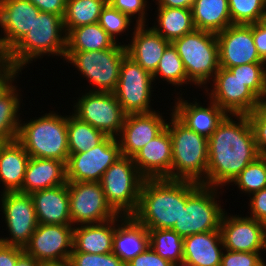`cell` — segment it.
Returning <instances> with one entry per match:
<instances>
[{
  "label": "cell",
  "mask_w": 266,
  "mask_h": 266,
  "mask_svg": "<svg viewBox=\"0 0 266 266\" xmlns=\"http://www.w3.org/2000/svg\"><path fill=\"white\" fill-rule=\"evenodd\" d=\"M259 156L248 115L227 114L208 138L207 178L203 185L224 190Z\"/></svg>",
  "instance_id": "cell-1"
},
{
  "label": "cell",
  "mask_w": 266,
  "mask_h": 266,
  "mask_svg": "<svg viewBox=\"0 0 266 266\" xmlns=\"http://www.w3.org/2000/svg\"><path fill=\"white\" fill-rule=\"evenodd\" d=\"M187 180L144 179L133 215L147 229H172L186 206V194L196 185Z\"/></svg>",
  "instance_id": "cell-2"
},
{
  "label": "cell",
  "mask_w": 266,
  "mask_h": 266,
  "mask_svg": "<svg viewBox=\"0 0 266 266\" xmlns=\"http://www.w3.org/2000/svg\"><path fill=\"white\" fill-rule=\"evenodd\" d=\"M66 46L63 17L40 11L31 29L6 54L7 63L24 70L27 64L43 56H58L64 61Z\"/></svg>",
  "instance_id": "cell-3"
},
{
  "label": "cell",
  "mask_w": 266,
  "mask_h": 266,
  "mask_svg": "<svg viewBox=\"0 0 266 266\" xmlns=\"http://www.w3.org/2000/svg\"><path fill=\"white\" fill-rule=\"evenodd\" d=\"M167 121L172 141L171 173L166 179L203 184L207 178L208 139L182 124L170 112Z\"/></svg>",
  "instance_id": "cell-4"
},
{
  "label": "cell",
  "mask_w": 266,
  "mask_h": 266,
  "mask_svg": "<svg viewBox=\"0 0 266 266\" xmlns=\"http://www.w3.org/2000/svg\"><path fill=\"white\" fill-rule=\"evenodd\" d=\"M35 118L26 122L21 119L17 141L30 157L56 159L66 164L69 157L67 116L53 109Z\"/></svg>",
  "instance_id": "cell-5"
},
{
  "label": "cell",
  "mask_w": 266,
  "mask_h": 266,
  "mask_svg": "<svg viewBox=\"0 0 266 266\" xmlns=\"http://www.w3.org/2000/svg\"><path fill=\"white\" fill-rule=\"evenodd\" d=\"M172 44L183 62L190 87L192 84L199 89L209 87L220 68L216 34L195 29Z\"/></svg>",
  "instance_id": "cell-6"
},
{
  "label": "cell",
  "mask_w": 266,
  "mask_h": 266,
  "mask_svg": "<svg viewBox=\"0 0 266 266\" xmlns=\"http://www.w3.org/2000/svg\"><path fill=\"white\" fill-rule=\"evenodd\" d=\"M126 43L96 51H66L64 62L77 68L83 79L92 85L86 91L114 92L120 75V64L127 54Z\"/></svg>",
  "instance_id": "cell-7"
},
{
  "label": "cell",
  "mask_w": 266,
  "mask_h": 266,
  "mask_svg": "<svg viewBox=\"0 0 266 266\" xmlns=\"http://www.w3.org/2000/svg\"><path fill=\"white\" fill-rule=\"evenodd\" d=\"M219 190V188L197 183L186 194V206H182L179 221H176L172 230L182 238L197 233L219 230L225 211V208L223 209L221 206L219 197L223 193L222 190Z\"/></svg>",
  "instance_id": "cell-8"
},
{
  "label": "cell",
  "mask_w": 266,
  "mask_h": 266,
  "mask_svg": "<svg viewBox=\"0 0 266 266\" xmlns=\"http://www.w3.org/2000/svg\"><path fill=\"white\" fill-rule=\"evenodd\" d=\"M144 177L133 158L120 156L103 174L100 185L111 208L121 216H133L138 208Z\"/></svg>",
  "instance_id": "cell-9"
},
{
  "label": "cell",
  "mask_w": 266,
  "mask_h": 266,
  "mask_svg": "<svg viewBox=\"0 0 266 266\" xmlns=\"http://www.w3.org/2000/svg\"><path fill=\"white\" fill-rule=\"evenodd\" d=\"M153 85L152 74L126 54L121 61L118 84L113 92L123 112L128 115L155 111L150 104Z\"/></svg>",
  "instance_id": "cell-10"
},
{
  "label": "cell",
  "mask_w": 266,
  "mask_h": 266,
  "mask_svg": "<svg viewBox=\"0 0 266 266\" xmlns=\"http://www.w3.org/2000/svg\"><path fill=\"white\" fill-rule=\"evenodd\" d=\"M80 96L75 103L73 102L71 113L102 131L106 136L117 138L121 133L126 114L114 93L85 90Z\"/></svg>",
  "instance_id": "cell-11"
},
{
  "label": "cell",
  "mask_w": 266,
  "mask_h": 266,
  "mask_svg": "<svg viewBox=\"0 0 266 266\" xmlns=\"http://www.w3.org/2000/svg\"><path fill=\"white\" fill-rule=\"evenodd\" d=\"M67 184L73 226L103 223L118 216L108 204L100 182L67 181Z\"/></svg>",
  "instance_id": "cell-12"
},
{
  "label": "cell",
  "mask_w": 266,
  "mask_h": 266,
  "mask_svg": "<svg viewBox=\"0 0 266 266\" xmlns=\"http://www.w3.org/2000/svg\"><path fill=\"white\" fill-rule=\"evenodd\" d=\"M212 81L210 88H204L206 98L226 114L249 115L258 108L261 99L229 69L220 67Z\"/></svg>",
  "instance_id": "cell-13"
},
{
  "label": "cell",
  "mask_w": 266,
  "mask_h": 266,
  "mask_svg": "<svg viewBox=\"0 0 266 266\" xmlns=\"http://www.w3.org/2000/svg\"><path fill=\"white\" fill-rule=\"evenodd\" d=\"M2 218L8 237H0V242L24 248L37 228L38 222L30 194L5 192L0 195Z\"/></svg>",
  "instance_id": "cell-14"
},
{
  "label": "cell",
  "mask_w": 266,
  "mask_h": 266,
  "mask_svg": "<svg viewBox=\"0 0 266 266\" xmlns=\"http://www.w3.org/2000/svg\"><path fill=\"white\" fill-rule=\"evenodd\" d=\"M120 156L122 154L117 138L107 136L88 151L69 154L66 179L74 182H99L105 171Z\"/></svg>",
  "instance_id": "cell-15"
},
{
  "label": "cell",
  "mask_w": 266,
  "mask_h": 266,
  "mask_svg": "<svg viewBox=\"0 0 266 266\" xmlns=\"http://www.w3.org/2000/svg\"><path fill=\"white\" fill-rule=\"evenodd\" d=\"M73 237V225L38 223L24 251L44 265L69 262Z\"/></svg>",
  "instance_id": "cell-16"
},
{
  "label": "cell",
  "mask_w": 266,
  "mask_h": 266,
  "mask_svg": "<svg viewBox=\"0 0 266 266\" xmlns=\"http://www.w3.org/2000/svg\"><path fill=\"white\" fill-rule=\"evenodd\" d=\"M265 227V224L247 214L242 217V214L228 215L224 211L219 229L224 249L265 253Z\"/></svg>",
  "instance_id": "cell-17"
},
{
  "label": "cell",
  "mask_w": 266,
  "mask_h": 266,
  "mask_svg": "<svg viewBox=\"0 0 266 266\" xmlns=\"http://www.w3.org/2000/svg\"><path fill=\"white\" fill-rule=\"evenodd\" d=\"M220 67L230 68L248 63H265L253 41L252 24H232L216 34Z\"/></svg>",
  "instance_id": "cell-18"
},
{
  "label": "cell",
  "mask_w": 266,
  "mask_h": 266,
  "mask_svg": "<svg viewBox=\"0 0 266 266\" xmlns=\"http://www.w3.org/2000/svg\"><path fill=\"white\" fill-rule=\"evenodd\" d=\"M39 12L29 0H0L2 51L7 54L27 34Z\"/></svg>",
  "instance_id": "cell-19"
},
{
  "label": "cell",
  "mask_w": 266,
  "mask_h": 266,
  "mask_svg": "<svg viewBox=\"0 0 266 266\" xmlns=\"http://www.w3.org/2000/svg\"><path fill=\"white\" fill-rule=\"evenodd\" d=\"M160 111L128 114L117 140L123 156L133 157L165 128L168 119Z\"/></svg>",
  "instance_id": "cell-20"
},
{
  "label": "cell",
  "mask_w": 266,
  "mask_h": 266,
  "mask_svg": "<svg viewBox=\"0 0 266 266\" xmlns=\"http://www.w3.org/2000/svg\"><path fill=\"white\" fill-rule=\"evenodd\" d=\"M181 89L178 88L177 90L180 91L175 93V95L180 94L181 96L173 97L175 105L171 108L172 114L187 128L208 139L227 114L211 100L208 101L207 107L204 106V103L202 106V103L198 102L196 98H193L196 101L192 102H189L188 99L185 100L182 97Z\"/></svg>",
  "instance_id": "cell-21"
},
{
  "label": "cell",
  "mask_w": 266,
  "mask_h": 266,
  "mask_svg": "<svg viewBox=\"0 0 266 266\" xmlns=\"http://www.w3.org/2000/svg\"><path fill=\"white\" fill-rule=\"evenodd\" d=\"M132 158L145 179L167 178L172 162V141L168 129L150 140Z\"/></svg>",
  "instance_id": "cell-22"
},
{
  "label": "cell",
  "mask_w": 266,
  "mask_h": 266,
  "mask_svg": "<svg viewBox=\"0 0 266 266\" xmlns=\"http://www.w3.org/2000/svg\"><path fill=\"white\" fill-rule=\"evenodd\" d=\"M134 24L129 43L125 44L127 55L136 61L144 70L153 74L158 67L163 52L170 44L160 34L146 25Z\"/></svg>",
  "instance_id": "cell-23"
},
{
  "label": "cell",
  "mask_w": 266,
  "mask_h": 266,
  "mask_svg": "<svg viewBox=\"0 0 266 266\" xmlns=\"http://www.w3.org/2000/svg\"><path fill=\"white\" fill-rule=\"evenodd\" d=\"M30 195L38 223L72 225L67 183L36 191Z\"/></svg>",
  "instance_id": "cell-24"
},
{
  "label": "cell",
  "mask_w": 266,
  "mask_h": 266,
  "mask_svg": "<svg viewBox=\"0 0 266 266\" xmlns=\"http://www.w3.org/2000/svg\"><path fill=\"white\" fill-rule=\"evenodd\" d=\"M148 247V229L134 216L118 215V224L115 227L113 236L112 252L127 264Z\"/></svg>",
  "instance_id": "cell-25"
},
{
  "label": "cell",
  "mask_w": 266,
  "mask_h": 266,
  "mask_svg": "<svg viewBox=\"0 0 266 266\" xmlns=\"http://www.w3.org/2000/svg\"><path fill=\"white\" fill-rule=\"evenodd\" d=\"M223 251L220 230L183 238V261L193 266H220Z\"/></svg>",
  "instance_id": "cell-26"
},
{
  "label": "cell",
  "mask_w": 266,
  "mask_h": 266,
  "mask_svg": "<svg viewBox=\"0 0 266 266\" xmlns=\"http://www.w3.org/2000/svg\"><path fill=\"white\" fill-rule=\"evenodd\" d=\"M66 183V164L63 161L30 157L19 192L32 194Z\"/></svg>",
  "instance_id": "cell-27"
},
{
  "label": "cell",
  "mask_w": 266,
  "mask_h": 266,
  "mask_svg": "<svg viewBox=\"0 0 266 266\" xmlns=\"http://www.w3.org/2000/svg\"><path fill=\"white\" fill-rule=\"evenodd\" d=\"M29 154L17 141L0 143V184L5 192H16L22 189Z\"/></svg>",
  "instance_id": "cell-28"
},
{
  "label": "cell",
  "mask_w": 266,
  "mask_h": 266,
  "mask_svg": "<svg viewBox=\"0 0 266 266\" xmlns=\"http://www.w3.org/2000/svg\"><path fill=\"white\" fill-rule=\"evenodd\" d=\"M118 216L103 223L74 226L73 251L90 254L112 253Z\"/></svg>",
  "instance_id": "cell-29"
},
{
  "label": "cell",
  "mask_w": 266,
  "mask_h": 266,
  "mask_svg": "<svg viewBox=\"0 0 266 266\" xmlns=\"http://www.w3.org/2000/svg\"><path fill=\"white\" fill-rule=\"evenodd\" d=\"M191 11L196 29L217 34L232 25L228 0H194Z\"/></svg>",
  "instance_id": "cell-30"
},
{
  "label": "cell",
  "mask_w": 266,
  "mask_h": 266,
  "mask_svg": "<svg viewBox=\"0 0 266 266\" xmlns=\"http://www.w3.org/2000/svg\"><path fill=\"white\" fill-rule=\"evenodd\" d=\"M156 11L151 28L170 43L196 29L191 9L157 7Z\"/></svg>",
  "instance_id": "cell-31"
},
{
  "label": "cell",
  "mask_w": 266,
  "mask_h": 266,
  "mask_svg": "<svg viewBox=\"0 0 266 266\" xmlns=\"http://www.w3.org/2000/svg\"><path fill=\"white\" fill-rule=\"evenodd\" d=\"M115 41L99 23L82 25L67 34L66 51H96L112 48Z\"/></svg>",
  "instance_id": "cell-32"
},
{
  "label": "cell",
  "mask_w": 266,
  "mask_h": 266,
  "mask_svg": "<svg viewBox=\"0 0 266 266\" xmlns=\"http://www.w3.org/2000/svg\"><path fill=\"white\" fill-rule=\"evenodd\" d=\"M17 87L15 84L0 98V143L17 140L22 119L19 113L22 103L21 90Z\"/></svg>",
  "instance_id": "cell-33"
},
{
  "label": "cell",
  "mask_w": 266,
  "mask_h": 266,
  "mask_svg": "<svg viewBox=\"0 0 266 266\" xmlns=\"http://www.w3.org/2000/svg\"><path fill=\"white\" fill-rule=\"evenodd\" d=\"M69 114L67 115L69 154L88 151L107 137L102 131L80 120L73 113Z\"/></svg>",
  "instance_id": "cell-34"
},
{
  "label": "cell",
  "mask_w": 266,
  "mask_h": 266,
  "mask_svg": "<svg viewBox=\"0 0 266 266\" xmlns=\"http://www.w3.org/2000/svg\"><path fill=\"white\" fill-rule=\"evenodd\" d=\"M107 3L108 0H67L63 17L65 32L68 34L76 27L97 23Z\"/></svg>",
  "instance_id": "cell-35"
},
{
  "label": "cell",
  "mask_w": 266,
  "mask_h": 266,
  "mask_svg": "<svg viewBox=\"0 0 266 266\" xmlns=\"http://www.w3.org/2000/svg\"><path fill=\"white\" fill-rule=\"evenodd\" d=\"M149 246L162 258L177 264L183 261V238L172 229H148Z\"/></svg>",
  "instance_id": "cell-36"
},
{
  "label": "cell",
  "mask_w": 266,
  "mask_h": 266,
  "mask_svg": "<svg viewBox=\"0 0 266 266\" xmlns=\"http://www.w3.org/2000/svg\"><path fill=\"white\" fill-rule=\"evenodd\" d=\"M153 81L156 83L159 78L163 79L167 84L175 87H184V84H190L187 74L183 66V62L177 53L176 48L170 43L159 61L158 67L152 74ZM178 85V86H177Z\"/></svg>",
  "instance_id": "cell-37"
},
{
  "label": "cell",
  "mask_w": 266,
  "mask_h": 266,
  "mask_svg": "<svg viewBox=\"0 0 266 266\" xmlns=\"http://www.w3.org/2000/svg\"><path fill=\"white\" fill-rule=\"evenodd\" d=\"M238 190L249 197L252 193L266 188V156H259L248 164L232 182Z\"/></svg>",
  "instance_id": "cell-38"
},
{
  "label": "cell",
  "mask_w": 266,
  "mask_h": 266,
  "mask_svg": "<svg viewBox=\"0 0 266 266\" xmlns=\"http://www.w3.org/2000/svg\"><path fill=\"white\" fill-rule=\"evenodd\" d=\"M232 24L259 23L266 12V0H228Z\"/></svg>",
  "instance_id": "cell-39"
},
{
  "label": "cell",
  "mask_w": 266,
  "mask_h": 266,
  "mask_svg": "<svg viewBox=\"0 0 266 266\" xmlns=\"http://www.w3.org/2000/svg\"><path fill=\"white\" fill-rule=\"evenodd\" d=\"M228 69L261 100L266 99V63H248Z\"/></svg>",
  "instance_id": "cell-40"
},
{
  "label": "cell",
  "mask_w": 266,
  "mask_h": 266,
  "mask_svg": "<svg viewBox=\"0 0 266 266\" xmlns=\"http://www.w3.org/2000/svg\"><path fill=\"white\" fill-rule=\"evenodd\" d=\"M132 22L135 21H132L127 15L113 8L109 3L103 8L98 21L99 25L118 44L123 43V41L119 42L118 35L120 37V35L123 36L124 32L128 33L126 31L134 30V27L133 29L130 27Z\"/></svg>",
  "instance_id": "cell-41"
},
{
  "label": "cell",
  "mask_w": 266,
  "mask_h": 266,
  "mask_svg": "<svg viewBox=\"0 0 266 266\" xmlns=\"http://www.w3.org/2000/svg\"><path fill=\"white\" fill-rule=\"evenodd\" d=\"M69 263L71 266H126L113 252L107 254L72 252Z\"/></svg>",
  "instance_id": "cell-42"
},
{
  "label": "cell",
  "mask_w": 266,
  "mask_h": 266,
  "mask_svg": "<svg viewBox=\"0 0 266 266\" xmlns=\"http://www.w3.org/2000/svg\"><path fill=\"white\" fill-rule=\"evenodd\" d=\"M108 3L132 21L136 20V25H146L148 22L147 9L150 8L148 0H108Z\"/></svg>",
  "instance_id": "cell-43"
},
{
  "label": "cell",
  "mask_w": 266,
  "mask_h": 266,
  "mask_svg": "<svg viewBox=\"0 0 266 266\" xmlns=\"http://www.w3.org/2000/svg\"><path fill=\"white\" fill-rule=\"evenodd\" d=\"M257 150L260 156H266V99L261 100L258 108L248 115Z\"/></svg>",
  "instance_id": "cell-44"
},
{
  "label": "cell",
  "mask_w": 266,
  "mask_h": 266,
  "mask_svg": "<svg viewBox=\"0 0 266 266\" xmlns=\"http://www.w3.org/2000/svg\"><path fill=\"white\" fill-rule=\"evenodd\" d=\"M262 252H236L224 249L220 266H264Z\"/></svg>",
  "instance_id": "cell-45"
},
{
  "label": "cell",
  "mask_w": 266,
  "mask_h": 266,
  "mask_svg": "<svg viewBox=\"0 0 266 266\" xmlns=\"http://www.w3.org/2000/svg\"><path fill=\"white\" fill-rule=\"evenodd\" d=\"M248 203V216L266 225V188L252 193Z\"/></svg>",
  "instance_id": "cell-46"
},
{
  "label": "cell",
  "mask_w": 266,
  "mask_h": 266,
  "mask_svg": "<svg viewBox=\"0 0 266 266\" xmlns=\"http://www.w3.org/2000/svg\"><path fill=\"white\" fill-rule=\"evenodd\" d=\"M126 266H174L170 261L158 255L150 246L133 258Z\"/></svg>",
  "instance_id": "cell-47"
},
{
  "label": "cell",
  "mask_w": 266,
  "mask_h": 266,
  "mask_svg": "<svg viewBox=\"0 0 266 266\" xmlns=\"http://www.w3.org/2000/svg\"><path fill=\"white\" fill-rule=\"evenodd\" d=\"M22 70L7 63L0 70V98L4 96L15 84ZM15 81V82H14Z\"/></svg>",
  "instance_id": "cell-48"
},
{
  "label": "cell",
  "mask_w": 266,
  "mask_h": 266,
  "mask_svg": "<svg viewBox=\"0 0 266 266\" xmlns=\"http://www.w3.org/2000/svg\"><path fill=\"white\" fill-rule=\"evenodd\" d=\"M24 248L0 242V266H15Z\"/></svg>",
  "instance_id": "cell-49"
},
{
  "label": "cell",
  "mask_w": 266,
  "mask_h": 266,
  "mask_svg": "<svg viewBox=\"0 0 266 266\" xmlns=\"http://www.w3.org/2000/svg\"><path fill=\"white\" fill-rule=\"evenodd\" d=\"M40 11L64 17L67 0H29Z\"/></svg>",
  "instance_id": "cell-50"
},
{
  "label": "cell",
  "mask_w": 266,
  "mask_h": 266,
  "mask_svg": "<svg viewBox=\"0 0 266 266\" xmlns=\"http://www.w3.org/2000/svg\"><path fill=\"white\" fill-rule=\"evenodd\" d=\"M252 35L259 56L266 63V26L262 22L253 23Z\"/></svg>",
  "instance_id": "cell-51"
},
{
  "label": "cell",
  "mask_w": 266,
  "mask_h": 266,
  "mask_svg": "<svg viewBox=\"0 0 266 266\" xmlns=\"http://www.w3.org/2000/svg\"><path fill=\"white\" fill-rule=\"evenodd\" d=\"M157 7L186 8L191 9L194 0H155Z\"/></svg>",
  "instance_id": "cell-52"
},
{
  "label": "cell",
  "mask_w": 266,
  "mask_h": 266,
  "mask_svg": "<svg viewBox=\"0 0 266 266\" xmlns=\"http://www.w3.org/2000/svg\"><path fill=\"white\" fill-rule=\"evenodd\" d=\"M15 266H45V265L38 262L34 257H31L26 252H24L18 258Z\"/></svg>",
  "instance_id": "cell-53"
},
{
  "label": "cell",
  "mask_w": 266,
  "mask_h": 266,
  "mask_svg": "<svg viewBox=\"0 0 266 266\" xmlns=\"http://www.w3.org/2000/svg\"><path fill=\"white\" fill-rule=\"evenodd\" d=\"M7 64L6 53L0 48V70Z\"/></svg>",
  "instance_id": "cell-54"
},
{
  "label": "cell",
  "mask_w": 266,
  "mask_h": 266,
  "mask_svg": "<svg viewBox=\"0 0 266 266\" xmlns=\"http://www.w3.org/2000/svg\"><path fill=\"white\" fill-rule=\"evenodd\" d=\"M45 266H71V264L69 262H65V263L47 264Z\"/></svg>",
  "instance_id": "cell-55"
},
{
  "label": "cell",
  "mask_w": 266,
  "mask_h": 266,
  "mask_svg": "<svg viewBox=\"0 0 266 266\" xmlns=\"http://www.w3.org/2000/svg\"><path fill=\"white\" fill-rule=\"evenodd\" d=\"M174 266H193V265H190V264L185 263L184 261H182V262H179L177 264H174Z\"/></svg>",
  "instance_id": "cell-56"
},
{
  "label": "cell",
  "mask_w": 266,
  "mask_h": 266,
  "mask_svg": "<svg viewBox=\"0 0 266 266\" xmlns=\"http://www.w3.org/2000/svg\"><path fill=\"white\" fill-rule=\"evenodd\" d=\"M261 22L266 26V12H265L264 16L262 17Z\"/></svg>",
  "instance_id": "cell-57"
},
{
  "label": "cell",
  "mask_w": 266,
  "mask_h": 266,
  "mask_svg": "<svg viewBox=\"0 0 266 266\" xmlns=\"http://www.w3.org/2000/svg\"><path fill=\"white\" fill-rule=\"evenodd\" d=\"M265 251H266V227H265Z\"/></svg>",
  "instance_id": "cell-58"
}]
</instances>
